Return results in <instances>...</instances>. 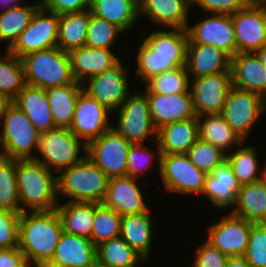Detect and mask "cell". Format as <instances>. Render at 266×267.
Masks as SVG:
<instances>
[{
  "mask_svg": "<svg viewBox=\"0 0 266 267\" xmlns=\"http://www.w3.org/2000/svg\"><path fill=\"white\" fill-rule=\"evenodd\" d=\"M188 33L186 29L154 30L143 38L136 57L135 75L146 83L160 73L186 65Z\"/></svg>",
  "mask_w": 266,
  "mask_h": 267,
  "instance_id": "6da1fadb",
  "label": "cell"
},
{
  "mask_svg": "<svg viewBox=\"0 0 266 267\" xmlns=\"http://www.w3.org/2000/svg\"><path fill=\"white\" fill-rule=\"evenodd\" d=\"M63 233L61 219L55 210L22 212L19 223V249L29 266L50 261Z\"/></svg>",
  "mask_w": 266,
  "mask_h": 267,
  "instance_id": "7a4b0ae2",
  "label": "cell"
},
{
  "mask_svg": "<svg viewBox=\"0 0 266 267\" xmlns=\"http://www.w3.org/2000/svg\"><path fill=\"white\" fill-rule=\"evenodd\" d=\"M54 175V172L35 159L17 160L21 213L56 209L59 199L57 176Z\"/></svg>",
  "mask_w": 266,
  "mask_h": 267,
  "instance_id": "3957f363",
  "label": "cell"
},
{
  "mask_svg": "<svg viewBox=\"0 0 266 267\" xmlns=\"http://www.w3.org/2000/svg\"><path fill=\"white\" fill-rule=\"evenodd\" d=\"M59 174H56L59 196L69 198L68 202L102 204L109 177L87 157Z\"/></svg>",
  "mask_w": 266,
  "mask_h": 267,
  "instance_id": "277c9868",
  "label": "cell"
},
{
  "mask_svg": "<svg viewBox=\"0 0 266 267\" xmlns=\"http://www.w3.org/2000/svg\"><path fill=\"white\" fill-rule=\"evenodd\" d=\"M26 84L48 89L73 83L68 52L59 47L39 50L21 58Z\"/></svg>",
  "mask_w": 266,
  "mask_h": 267,
  "instance_id": "5b68a950",
  "label": "cell"
},
{
  "mask_svg": "<svg viewBox=\"0 0 266 267\" xmlns=\"http://www.w3.org/2000/svg\"><path fill=\"white\" fill-rule=\"evenodd\" d=\"M3 126V127H2ZM40 133L26 114L13 102L0 123V155L16 159H36Z\"/></svg>",
  "mask_w": 266,
  "mask_h": 267,
  "instance_id": "8992f818",
  "label": "cell"
},
{
  "mask_svg": "<svg viewBox=\"0 0 266 267\" xmlns=\"http://www.w3.org/2000/svg\"><path fill=\"white\" fill-rule=\"evenodd\" d=\"M83 150L85 155L79 156ZM87 146L69 129L56 128L40 133L36 159L54 173L80 163L86 157ZM41 156V157H40Z\"/></svg>",
  "mask_w": 266,
  "mask_h": 267,
  "instance_id": "52a82bcc",
  "label": "cell"
},
{
  "mask_svg": "<svg viewBox=\"0 0 266 267\" xmlns=\"http://www.w3.org/2000/svg\"><path fill=\"white\" fill-rule=\"evenodd\" d=\"M117 113V123L112 128L128 142L135 144L145 143L151 138L157 140V129L151 120L149 100L143 91L129 95Z\"/></svg>",
  "mask_w": 266,
  "mask_h": 267,
  "instance_id": "ba28073f",
  "label": "cell"
},
{
  "mask_svg": "<svg viewBox=\"0 0 266 267\" xmlns=\"http://www.w3.org/2000/svg\"><path fill=\"white\" fill-rule=\"evenodd\" d=\"M265 111L266 99L260 94L232 87L220 114L241 139L246 141L249 132Z\"/></svg>",
  "mask_w": 266,
  "mask_h": 267,
  "instance_id": "9c48e42d",
  "label": "cell"
},
{
  "mask_svg": "<svg viewBox=\"0 0 266 267\" xmlns=\"http://www.w3.org/2000/svg\"><path fill=\"white\" fill-rule=\"evenodd\" d=\"M128 142L112 127L87 145L86 157L109 178L127 175Z\"/></svg>",
  "mask_w": 266,
  "mask_h": 267,
  "instance_id": "30bf717a",
  "label": "cell"
},
{
  "mask_svg": "<svg viewBox=\"0 0 266 267\" xmlns=\"http://www.w3.org/2000/svg\"><path fill=\"white\" fill-rule=\"evenodd\" d=\"M206 173L198 169L186 154H162L160 179L167 192L202 196Z\"/></svg>",
  "mask_w": 266,
  "mask_h": 267,
  "instance_id": "8fae6325",
  "label": "cell"
},
{
  "mask_svg": "<svg viewBox=\"0 0 266 267\" xmlns=\"http://www.w3.org/2000/svg\"><path fill=\"white\" fill-rule=\"evenodd\" d=\"M58 29L59 15L40 7L8 51L21 59L29 53L57 47Z\"/></svg>",
  "mask_w": 266,
  "mask_h": 267,
  "instance_id": "7c38bea8",
  "label": "cell"
},
{
  "mask_svg": "<svg viewBox=\"0 0 266 267\" xmlns=\"http://www.w3.org/2000/svg\"><path fill=\"white\" fill-rule=\"evenodd\" d=\"M127 71L120 61L109 70L85 81L82 84L83 91L116 114L130 95V78Z\"/></svg>",
  "mask_w": 266,
  "mask_h": 267,
  "instance_id": "4fadbf2b",
  "label": "cell"
},
{
  "mask_svg": "<svg viewBox=\"0 0 266 267\" xmlns=\"http://www.w3.org/2000/svg\"><path fill=\"white\" fill-rule=\"evenodd\" d=\"M221 216L207 228L206 241L227 257L243 256L247 250L253 222L232 213Z\"/></svg>",
  "mask_w": 266,
  "mask_h": 267,
  "instance_id": "5bb4252c",
  "label": "cell"
},
{
  "mask_svg": "<svg viewBox=\"0 0 266 267\" xmlns=\"http://www.w3.org/2000/svg\"><path fill=\"white\" fill-rule=\"evenodd\" d=\"M111 111L82 91L76 101L74 118L69 130L86 146L112 127Z\"/></svg>",
  "mask_w": 266,
  "mask_h": 267,
  "instance_id": "9a60e30c",
  "label": "cell"
},
{
  "mask_svg": "<svg viewBox=\"0 0 266 267\" xmlns=\"http://www.w3.org/2000/svg\"><path fill=\"white\" fill-rule=\"evenodd\" d=\"M236 37V54L256 52L266 45V9L250 2L231 15Z\"/></svg>",
  "mask_w": 266,
  "mask_h": 267,
  "instance_id": "2e32d148",
  "label": "cell"
},
{
  "mask_svg": "<svg viewBox=\"0 0 266 267\" xmlns=\"http://www.w3.org/2000/svg\"><path fill=\"white\" fill-rule=\"evenodd\" d=\"M232 87L231 72L190 79L193 107L197 117L220 114Z\"/></svg>",
  "mask_w": 266,
  "mask_h": 267,
  "instance_id": "e0dca14e",
  "label": "cell"
},
{
  "mask_svg": "<svg viewBox=\"0 0 266 267\" xmlns=\"http://www.w3.org/2000/svg\"><path fill=\"white\" fill-rule=\"evenodd\" d=\"M188 43L211 45L230 57L236 54V37L231 16L211 14L193 26L187 25Z\"/></svg>",
  "mask_w": 266,
  "mask_h": 267,
  "instance_id": "ac0fdd59",
  "label": "cell"
},
{
  "mask_svg": "<svg viewBox=\"0 0 266 267\" xmlns=\"http://www.w3.org/2000/svg\"><path fill=\"white\" fill-rule=\"evenodd\" d=\"M147 202L138 179L126 175L109 178L102 204L122 217L148 212L151 209Z\"/></svg>",
  "mask_w": 266,
  "mask_h": 267,
  "instance_id": "d6986e66",
  "label": "cell"
},
{
  "mask_svg": "<svg viewBox=\"0 0 266 267\" xmlns=\"http://www.w3.org/2000/svg\"><path fill=\"white\" fill-rule=\"evenodd\" d=\"M144 93L149 100L151 120L157 130L169 123L197 118L190 89L187 92L170 95L156 92Z\"/></svg>",
  "mask_w": 266,
  "mask_h": 267,
  "instance_id": "ffe728a7",
  "label": "cell"
},
{
  "mask_svg": "<svg viewBox=\"0 0 266 267\" xmlns=\"http://www.w3.org/2000/svg\"><path fill=\"white\" fill-rule=\"evenodd\" d=\"M191 7V0H139V17L146 16L156 28L186 29Z\"/></svg>",
  "mask_w": 266,
  "mask_h": 267,
  "instance_id": "44dd1931",
  "label": "cell"
},
{
  "mask_svg": "<svg viewBox=\"0 0 266 267\" xmlns=\"http://www.w3.org/2000/svg\"><path fill=\"white\" fill-rule=\"evenodd\" d=\"M74 80L83 84L88 79L109 70L121 59L112 49L80 47L69 52Z\"/></svg>",
  "mask_w": 266,
  "mask_h": 267,
  "instance_id": "7402d4cb",
  "label": "cell"
},
{
  "mask_svg": "<svg viewBox=\"0 0 266 267\" xmlns=\"http://www.w3.org/2000/svg\"><path fill=\"white\" fill-rule=\"evenodd\" d=\"M231 57L211 45L188 43L186 70L190 79L231 72Z\"/></svg>",
  "mask_w": 266,
  "mask_h": 267,
  "instance_id": "603a6c76",
  "label": "cell"
},
{
  "mask_svg": "<svg viewBox=\"0 0 266 267\" xmlns=\"http://www.w3.org/2000/svg\"><path fill=\"white\" fill-rule=\"evenodd\" d=\"M241 185L227 160L223 161L210 174L206 175L202 195L206 196L218 209L234 210Z\"/></svg>",
  "mask_w": 266,
  "mask_h": 267,
  "instance_id": "cb8c5ba5",
  "label": "cell"
},
{
  "mask_svg": "<svg viewBox=\"0 0 266 267\" xmlns=\"http://www.w3.org/2000/svg\"><path fill=\"white\" fill-rule=\"evenodd\" d=\"M233 87L260 94L266 99V69L255 52L231 57Z\"/></svg>",
  "mask_w": 266,
  "mask_h": 267,
  "instance_id": "d4e9b609",
  "label": "cell"
},
{
  "mask_svg": "<svg viewBox=\"0 0 266 267\" xmlns=\"http://www.w3.org/2000/svg\"><path fill=\"white\" fill-rule=\"evenodd\" d=\"M50 261L68 267H92L97 261V247L89 238L63 231Z\"/></svg>",
  "mask_w": 266,
  "mask_h": 267,
  "instance_id": "484cf974",
  "label": "cell"
},
{
  "mask_svg": "<svg viewBox=\"0 0 266 267\" xmlns=\"http://www.w3.org/2000/svg\"><path fill=\"white\" fill-rule=\"evenodd\" d=\"M12 102L26 114L39 133L56 129L45 89L26 84Z\"/></svg>",
  "mask_w": 266,
  "mask_h": 267,
  "instance_id": "4316f807",
  "label": "cell"
},
{
  "mask_svg": "<svg viewBox=\"0 0 266 267\" xmlns=\"http://www.w3.org/2000/svg\"><path fill=\"white\" fill-rule=\"evenodd\" d=\"M198 138L197 118L169 123L157 130L162 154H186Z\"/></svg>",
  "mask_w": 266,
  "mask_h": 267,
  "instance_id": "83f0119b",
  "label": "cell"
},
{
  "mask_svg": "<svg viewBox=\"0 0 266 267\" xmlns=\"http://www.w3.org/2000/svg\"><path fill=\"white\" fill-rule=\"evenodd\" d=\"M150 211L121 217L120 237L145 260L151 257L152 251L154 224Z\"/></svg>",
  "mask_w": 266,
  "mask_h": 267,
  "instance_id": "f1b7e54d",
  "label": "cell"
},
{
  "mask_svg": "<svg viewBox=\"0 0 266 267\" xmlns=\"http://www.w3.org/2000/svg\"><path fill=\"white\" fill-rule=\"evenodd\" d=\"M91 14L116 25L124 33L136 25L139 0H91Z\"/></svg>",
  "mask_w": 266,
  "mask_h": 267,
  "instance_id": "f546056e",
  "label": "cell"
},
{
  "mask_svg": "<svg viewBox=\"0 0 266 267\" xmlns=\"http://www.w3.org/2000/svg\"><path fill=\"white\" fill-rule=\"evenodd\" d=\"M197 121L199 138L210 142L226 155L230 153L231 150L229 149H232V146L239 147L243 142H245L230 127V125L227 124L221 114H206L198 116Z\"/></svg>",
  "mask_w": 266,
  "mask_h": 267,
  "instance_id": "4dcf8cb0",
  "label": "cell"
},
{
  "mask_svg": "<svg viewBox=\"0 0 266 267\" xmlns=\"http://www.w3.org/2000/svg\"><path fill=\"white\" fill-rule=\"evenodd\" d=\"M82 91V84L77 81L45 90L56 128L71 127L76 101Z\"/></svg>",
  "mask_w": 266,
  "mask_h": 267,
  "instance_id": "1f68e13d",
  "label": "cell"
},
{
  "mask_svg": "<svg viewBox=\"0 0 266 267\" xmlns=\"http://www.w3.org/2000/svg\"><path fill=\"white\" fill-rule=\"evenodd\" d=\"M233 215L253 223H266V185L261 181L241 185Z\"/></svg>",
  "mask_w": 266,
  "mask_h": 267,
  "instance_id": "d6a6232c",
  "label": "cell"
},
{
  "mask_svg": "<svg viewBox=\"0 0 266 267\" xmlns=\"http://www.w3.org/2000/svg\"><path fill=\"white\" fill-rule=\"evenodd\" d=\"M59 202L56 211L64 232L91 238L95 217V203Z\"/></svg>",
  "mask_w": 266,
  "mask_h": 267,
  "instance_id": "836d02e7",
  "label": "cell"
},
{
  "mask_svg": "<svg viewBox=\"0 0 266 267\" xmlns=\"http://www.w3.org/2000/svg\"><path fill=\"white\" fill-rule=\"evenodd\" d=\"M90 10L59 15L57 47L65 52L85 47Z\"/></svg>",
  "mask_w": 266,
  "mask_h": 267,
  "instance_id": "e575fe53",
  "label": "cell"
},
{
  "mask_svg": "<svg viewBox=\"0 0 266 267\" xmlns=\"http://www.w3.org/2000/svg\"><path fill=\"white\" fill-rule=\"evenodd\" d=\"M41 3L18 5L10 10L0 13V41L7 42L8 51L17 41L20 34L28 27L35 12Z\"/></svg>",
  "mask_w": 266,
  "mask_h": 267,
  "instance_id": "d590c367",
  "label": "cell"
},
{
  "mask_svg": "<svg viewBox=\"0 0 266 267\" xmlns=\"http://www.w3.org/2000/svg\"><path fill=\"white\" fill-rule=\"evenodd\" d=\"M97 260L110 267H137L146 261L120 236L97 246Z\"/></svg>",
  "mask_w": 266,
  "mask_h": 267,
  "instance_id": "8d00e7d4",
  "label": "cell"
},
{
  "mask_svg": "<svg viewBox=\"0 0 266 267\" xmlns=\"http://www.w3.org/2000/svg\"><path fill=\"white\" fill-rule=\"evenodd\" d=\"M243 142L237 150L226 155V160L236 176L240 185L261 180L260 163L256 157V148L253 145H245Z\"/></svg>",
  "mask_w": 266,
  "mask_h": 267,
  "instance_id": "74e56055",
  "label": "cell"
},
{
  "mask_svg": "<svg viewBox=\"0 0 266 267\" xmlns=\"http://www.w3.org/2000/svg\"><path fill=\"white\" fill-rule=\"evenodd\" d=\"M0 209L21 213L17 160L0 155Z\"/></svg>",
  "mask_w": 266,
  "mask_h": 267,
  "instance_id": "f35d334b",
  "label": "cell"
},
{
  "mask_svg": "<svg viewBox=\"0 0 266 267\" xmlns=\"http://www.w3.org/2000/svg\"><path fill=\"white\" fill-rule=\"evenodd\" d=\"M25 85L22 60L6 50L0 57V95L13 101Z\"/></svg>",
  "mask_w": 266,
  "mask_h": 267,
  "instance_id": "ab89813d",
  "label": "cell"
},
{
  "mask_svg": "<svg viewBox=\"0 0 266 267\" xmlns=\"http://www.w3.org/2000/svg\"><path fill=\"white\" fill-rule=\"evenodd\" d=\"M121 216L103 204L95 203V217L90 240L97 247L101 243L120 236Z\"/></svg>",
  "mask_w": 266,
  "mask_h": 267,
  "instance_id": "60d3db41",
  "label": "cell"
},
{
  "mask_svg": "<svg viewBox=\"0 0 266 267\" xmlns=\"http://www.w3.org/2000/svg\"><path fill=\"white\" fill-rule=\"evenodd\" d=\"M189 89L190 78L186 67L183 66L152 77L146 82L143 92L170 95L178 92H187Z\"/></svg>",
  "mask_w": 266,
  "mask_h": 267,
  "instance_id": "b9f144b4",
  "label": "cell"
},
{
  "mask_svg": "<svg viewBox=\"0 0 266 267\" xmlns=\"http://www.w3.org/2000/svg\"><path fill=\"white\" fill-rule=\"evenodd\" d=\"M155 146V152L144 146L143 143L131 144L128 149V160H127V175L133 178L139 179V177L146 173L145 171L149 167L154 165V158L157 159L159 165V175L161 170V149L157 140L153 141ZM156 156H155V155ZM153 163V164H152ZM141 175V176H140Z\"/></svg>",
  "mask_w": 266,
  "mask_h": 267,
  "instance_id": "7bdbcfd3",
  "label": "cell"
},
{
  "mask_svg": "<svg viewBox=\"0 0 266 267\" xmlns=\"http://www.w3.org/2000/svg\"><path fill=\"white\" fill-rule=\"evenodd\" d=\"M124 32L116 25L99 18L90 12L85 46L90 48L111 49L117 42L119 34Z\"/></svg>",
  "mask_w": 266,
  "mask_h": 267,
  "instance_id": "ee69618b",
  "label": "cell"
},
{
  "mask_svg": "<svg viewBox=\"0 0 266 267\" xmlns=\"http://www.w3.org/2000/svg\"><path fill=\"white\" fill-rule=\"evenodd\" d=\"M186 155L195 167L210 174L217 166L226 160V154L200 138L187 151Z\"/></svg>",
  "mask_w": 266,
  "mask_h": 267,
  "instance_id": "f6af8a7d",
  "label": "cell"
},
{
  "mask_svg": "<svg viewBox=\"0 0 266 267\" xmlns=\"http://www.w3.org/2000/svg\"><path fill=\"white\" fill-rule=\"evenodd\" d=\"M243 257L252 267H266V223H253Z\"/></svg>",
  "mask_w": 266,
  "mask_h": 267,
  "instance_id": "bcb514c9",
  "label": "cell"
},
{
  "mask_svg": "<svg viewBox=\"0 0 266 267\" xmlns=\"http://www.w3.org/2000/svg\"><path fill=\"white\" fill-rule=\"evenodd\" d=\"M20 215L21 213L0 209V249L18 247Z\"/></svg>",
  "mask_w": 266,
  "mask_h": 267,
  "instance_id": "7dc6e473",
  "label": "cell"
},
{
  "mask_svg": "<svg viewBox=\"0 0 266 267\" xmlns=\"http://www.w3.org/2000/svg\"><path fill=\"white\" fill-rule=\"evenodd\" d=\"M192 7L200 6L203 12L209 14L229 15L235 14L245 8L251 0H191ZM197 4V5H196Z\"/></svg>",
  "mask_w": 266,
  "mask_h": 267,
  "instance_id": "c3c4849f",
  "label": "cell"
},
{
  "mask_svg": "<svg viewBox=\"0 0 266 267\" xmlns=\"http://www.w3.org/2000/svg\"><path fill=\"white\" fill-rule=\"evenodd\" d=\"M195 251L192 267H226L228 257L206 240Z\"/></svg>",
  "mask_w": 266,
  "mask_h": 267,
  "instance_id": "681fc988",
  "label": "cell"
},
{
  "mask_svg": "<svg viewBox=\"0 0 266 267\" xmlns=\"http://www.w3.org/2000/svg\"><path fill=\"white\" fill-rule=\"evenodd\" d=\"M91 0H42L41 7L57 15L90 9Z\"/></svg>",
  "mask_w": 266,
  "mask_h": 267,
  "instance_id": "f907efd6",
  "label": "cell"
},
{
  "mask_svg": "<svg viewBox=\"0 0 266 267\" xmlns=\"http://www.w3.org/2000/svg\"><path fill=\"white\" fill-rule=\"evenodd\" d=\"M0 267H29L19 247L0 249Z\"/></svg>",
  "mask_w": 266,
  "mask_h": 267,
  "instance_id": "816d5d0a",
  "label": "cell"
},
{
  "mask_svg": "<svg viewBox=\"0 0 266 267\" xmlns=\"http://www.w3.org/2000/svg\"><path fill=\"white\" fill-rule=\"evenodd\" d=\"M226 267H252L243 256L228 257Z\"/></svg>",
  "mask_w": 266,
  "mask_h": 267,
  "instance_id": "f5cc1de1",
  "label": "cell"
},
{
  "mask_svg": "<svg viewBox=\"0 0 266 267\" xmlns=\"http://www.w3.org/2000/svg\"><path fill=\"white\" fill-rule=\"evenodd\" d=\"M41 1L42 0H37L38 3H41ZM22 2L24 4V0H0V7L2 6V8L0 9H2V12H4L14 7H17L18 5H21Z\"/></svg>",
  "mask_w": 266,
  "mask_h": 267,
  "instance_id": "db71d44e",
  "label": "cell"
},
{
  "mask_svg": "<svg viewBox=\"0 0 266 267\" xmlns=\"http://www.w3.org/2000/svg\"><path fill=\"white\" fill-rule=\"evenodd\" d=\"M12 103V100L4 95H0V123L4 116L7 107Z\"/></svg>",
  "mask_w": 266,
  "mask_h": 267,
  "instance_id": "11a10c76",
  "label": "cell"
},
{
  "mask_svg": "<svg viewBox=\"0 0 266 267\" xmlns=\"http://www.w3.org/2000/svg\"><path fill=\"white\" fill-rule=\"evenodd\" d=\"M255 53L260 58L262 64L264 65V67L266 69V45H264L262 48L258 49Z\"/></svg>",
  "mask_w": 266,
  "mask_h": 267,
  "instance_id": "9f6ffc18",
  "label": "cell"
},
{
  "mask_svg": "<svg viewBox=\"0 0 266 267\" xmlns=\"http://www.w3.org/2000/svg\"><path fill=\"white\" fill-rule=\"evenodd\" d=\"M36 267H68V266L55 264V263H53L51 261H45V262H42V263L38 264Z\"/></svg>",
  "mask_w": 266,
  "mask_h": 267,
  "instance_id": "6f0895ef",
  "label": "cell"
},
{
  "mask_svg": "<svg viewBox=\"0 0 266 267\" xmlns=\"http://www.w3.org/2000/svg\"><path fill=\"white\" fill-rule=\"evenodd\" d=\"M261 181L266 185V164L264 166V169H262V172H261Z\"/></svg>",
  "mask_w": 266,
  "mask_h": 267,
  "instance_id": "680465c9",
  "label": "cell"
},
{
  "mask_svg": "<svg viewBox=\"0 0 266 267\" xmlns=\"http://www.w3.org/2000/svg\"><path fill=\"white\" fill-rule=\"evenodd\" d=\"M92 267H110L108 265H104L102 263H100L98 260L94 263V265Z\"/></svg>",
  "mask_w": 266,
  "mask_h": 267,
  "instance_id": "91938a15",
  "label": "cell"
},
{
  "mask_svg": "<svg viewBox=\"0 0 266 267\" xmlns=\"http://www.w3.org/2000/svg\"><path fill=\"white\" fill-rule=\"evenodd\" d=\"M251 2L262 4V3L266 2V0H251Z\"/></svg>",
  "mask_w": 266,
  "mask_h": 267,
  "instance_id": "94428289",
  "label": "cell"
},
{
  "mask_svg": "<svg viewBox=\"0 0 266 267\" xmlns=\"http://www.w3.org/2000/svg\"><path fill=\"white\" fill-rule=\"evenodd\" d=\"M262 5L266 9V2L262 3Z\"/></svg>",
  "mask_w": 266,
  "mask_h": 267,
  "instance_id": "6125c7cd",
  "label": "cell"
}]
</instances>
